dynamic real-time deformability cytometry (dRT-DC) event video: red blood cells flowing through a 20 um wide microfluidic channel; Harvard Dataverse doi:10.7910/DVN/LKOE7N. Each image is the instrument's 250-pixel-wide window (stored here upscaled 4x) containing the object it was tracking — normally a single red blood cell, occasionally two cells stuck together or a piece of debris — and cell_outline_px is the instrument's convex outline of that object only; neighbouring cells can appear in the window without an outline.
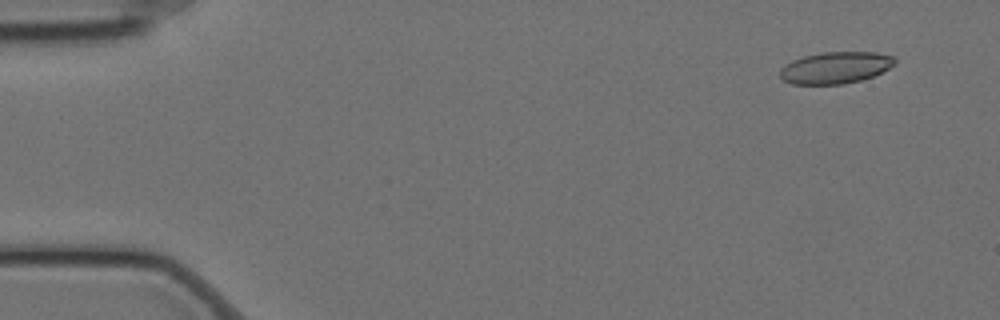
{"species": "Egyptian fruit bat (a non-hibernating species)", "species_latin": "Rousettus aegyptiacus", "temperature_condition": "cold", "stored_images_in_passage": 4, "camera_frame_rate_fps": 3000, "um_per_image_px": 0.085, "animal": {"sex": "female"}, "frame": {"image": 1, "passage_image": 1, "time_ms": 0.0, "image_size_px": [1000, 320], "cell_outline_px": [[896, 64], [872, 76], [860, 80], [844, 84], [792, 84], [784, 80], [780, 76], [780, 68], [784, 64], [792, 60], [804, 56], [820, 52], [876, 52], [892, 56], [896, 60]], "centroid_in_image_um": [70.99, 5.74], "position_along_channel_um": 14.0, "area_um2": 21.21}}
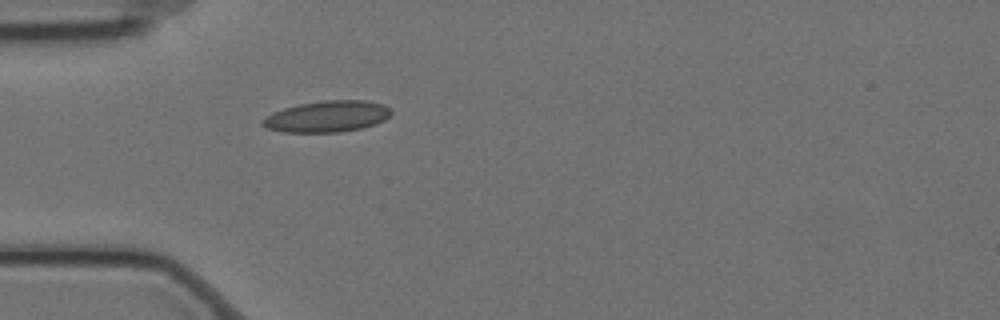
{"frame": {"image": 2, "passage_image": 4, "time_ms": 1.0, "image_size_px": [1000, 320], "cell_outline_px": [[392, 112], [384, 120], [376, 124], [360, 128], [340, 132], [284, 132], [268, 128], [260, 124], [260, 120], [264, 116], [272, 112], [284, 108], [300, 104], [324, 100], [368, 100], [384, 104]], "centroid_in_image_um": [27.78, 9.89], "position_along_channel_um": 57.2, "area_um2": 23.52}}